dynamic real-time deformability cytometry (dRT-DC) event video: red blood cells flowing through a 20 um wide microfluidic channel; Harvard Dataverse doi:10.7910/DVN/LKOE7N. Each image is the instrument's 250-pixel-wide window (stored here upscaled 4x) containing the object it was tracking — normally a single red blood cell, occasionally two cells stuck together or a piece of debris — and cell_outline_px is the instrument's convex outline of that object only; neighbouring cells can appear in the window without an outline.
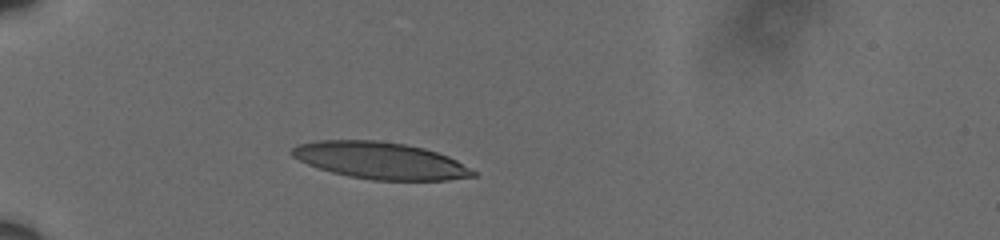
{"species": "human", "species_latin": "Homo sapiens", "temperature_condition": "cold", "stored_images_in_passage": 5, "camera_frame_rate_fps": 3000, "um_per_image_px": 0.085, "donor": {"sex": "male"}, "frame": {"image": 1, "passage_image": 1, "time_ms": 0.0, "image_size_px": [1000, 240], "cell_outline_px": [[476, 176], [448, 180], [372, 180], [348, 176], [332, 172], [308, 164], [292, 156], [288, 152], [296, 144], [320, 140], [376, 140], [404, 144], [424, 148], [448, 156], [456, 160], [476, 172]], "centroid_in_image_um": [32.31, 13.64], "position_along_channel_um": 52.7, "area_um2": 38.78}}
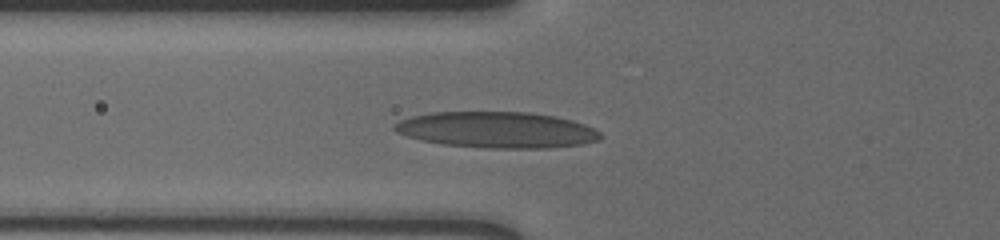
{"frame": {"image": 2, "passage_image": 4, "time_ms": 1.0, "image_size_px": [1000, 240], "cell_outline_px": [[604, 136], [600, 140], [584, 144], [548, 148], [484, 148], [444, 144], [420, 140], [396, 132], [392, 128], [392, 124], [400, 120], [412, 116], [432, 112], [528, 112], [552, 116], [572, 120], [584, 124], [600, 132]], "centroid_in_image_um": [42.23, 11.04], "position_along_channel_um": 83.6, "area_um2": 43.47}}